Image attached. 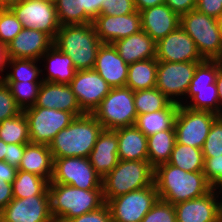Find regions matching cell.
<instances>
[{"label":"cell","mask_w":222,"mask_h":222,"mask_svg":"<svg viewBox=\"0 0 222 222\" xmlns=\"http://www.w3.org/2000/svg\"><path fill=\"white\" fill-rule=\"evenodd\" d=\"M55 8L61 26L93 22L85 13L84 0H58Z\"/></svg>","instance_id":"obj_36"},{"label":"cell","mask_w":222,"mask_h":222,"mask_svg":"<svg viewBox=\"0 0 222 222\" xmlns=\"http://www.w3.org/2000/svg\"><path fill=\"white\" fill-rule=\"evenodd\" d=\"M220 222H222V201L220 203Z\"/></svg>","instance_id":"obj_61"},{"label":"cell","mask_w":222,"mask_h":222,"mask_svg":"<svg viewBox=\"0 0 222 222\" xmlns=\"http://www.w3.org/2000/svg\"><path fill=\"white\" fill-rule=\"evenodd\" d=\"M103 126L92 114H84L75 119L49 144L53 158L85 157L90 153L103 130Z\"/></svg>","instance_id":"obj_2"},{"label":"cell","mask_w":222,"mask_h":222,"mask_svg":"<svg viewBox=\"0 0 222 222\" xmlns=\"http://www.w3.org/2000/svg\"><path fill=\"white\" fill-rule=\"evenodd\" d=\"M49 181L30 172L17 170L12 183L13 198H27L34 195H49Z\"/></svg>","instance_id":"obj_32"},{"label":"cell","mask_w":222,"mask_h":222,"mask_svg":"<svg viewBox=\"0 0 222 222\" xmlns=\"http://www.w3.org/2000/svg\"><path fill=\"white\" fill-rule=\"evenodd\" d=\"M51 214L55 222H67L102 207L103 190H83L71 185L49 183Z\"/></svg>","instance_id":"obj_4"},{"label":"cell","mask_w":222,"mask_h":222,"mask_svg":"<svg viewBox=\"0 0 222 222\" xmlns=\"http://www.w3.org/2000/svg\"><path fill=\"white\" fill-rule=\"evenodd\" d=\"M197 0H165V4L179 16L194 10Z\"/></svg>","instance_id":"obj_49"},{"label":"cell","mask_w":222,"mask_h":222,"mask_svg":"<svg viewBox=\"0 0 222 222\" xmlns=\"http://www.w3.org/2000/svg\"><path fill=\"white\" fill-rule=\"evenodd\" d=\"M102 42L92 23L60 26L53 45L68 55L76 71L94 68Z\"/></svg>","instance_id":"obj_3"},{"label":"cell","mask_w":222,"mask_h":222,"mask_svg":"<svg viewBox=\"0 0 222 222\" xmlns=\"http://www.w3.org/2000/svg\"><path fill=\"white\" fill-rule=\"evenodd\" d=\"M22 0H0V8H11L19 4Z\"/></svg>","instance_id":"obj_56"},{"label":"cell","mask_w":222,"mask_h":222,"mask_svg":"<svg viewBox=\"0 0 222 222\" xmlns=\"http://www.w3.org/2000/svg\"><path fill=\"white\" fill-rule=\"evenodd\" d=\"M13 199L12 184L0 179V212Z\"/></svg>","instance_id":"obj_50"},{"label":"cell","mask_w":222,"mask_h":222,"mask_svg":"<svg viewBox=\"0 0 222 222\" xmlns=\"http://www.w3.org/2000/svg\"><path fill=\"white\" fill-rule=\"evenodd\" d=\"M4 222H55L51 214L50 195L13 198L0 212Z\"/></svg>","instance_id":"obj_14"},{"label":"cell","mask_w":222,"mask_h":222,"mask_svg":"<svg viewBox=\"0 0 222 222\" xmlns=\"http://www.w3.org/2000/svg\"><path fill=\"white\" fill-rule=\"evenodd\" d=\"M134 0H105L100 15L121 16L135 12Z\"/></svg>","instance_id":"obj_45"},{"label":"cell","mask_w":222,"mask_h":222,"mask_svg":"<svg viewBox=\"0 0 222 222\" xmlns=\"http://www.w3.org/2000/svg\"><path fill=\"white\" fill-rule=\"evenodd\" d=\"M134 1H135V8L138 12L165 3V0H134Z\"/></svg>","instance_id":"obj_54"},{"label":"cell","mask_w":222,"mask_h":222,"mask_svg":"<svg viewBox=\"0 0 222 222\" xmlns=\"http://www.w3.org/2000/svg\"><path fill=\"white\" fill-rule=\"evenodd\" d=\"M141 29L156 43L180 26V16L165 3L140 11Z\"/></svg>","instance_id":"obj_22"},{"label":"cell","mask_w":222,"mask_h":222,"mask_svg":"<svg viewBox=\"0 0 222 222\" xmlns=\"http://www.w3.org/2000/svg\"><path fill=\"white\" fill-rule=\"evenodd\" d=\"M67 222H112L111 212L107 203L102 207L69 219Z\"/></svg>","instance_id":"obj_46"},{"label":"cell","mask_w":222,"mask_h":222,"mask_svg":"<svg viewBox=\"0 0 222 222\" xmlns=\"http://www.w3.org/2000/svg\"><path fill=\"white\" fill-rule=\"evenodd\" d=\"M102 43L113 42L141 31V15L137 10L121 16L98 15L92 22Z\"/></svg>","instance_id":"obj_18"},{"label":"cell","mask_w":222,"mask_h":222,"mask_svg":"<svg viewBox=\"0 0 222 222\" xmlns=\"http://www.w3.org/2000/svg\"><path fill=\"white\" fill-rule=\"evenodd\" d=\"M216 85L218 89L220 116H222V60H218V73L216 77Z\"/></svg>","instance_id":"obj_55"},{"label":"cell","mask_w":222,"mask_h":222,"mask_svg":"<svg viewBox=\"0 0 222 222\" xmlns=\"http://www.w3.org/2000/svg\"><path fill=\"white\" fill-rule=\"evenodd\" d=\"M33 107L56 109L72 113L75 117L86 114L77 101L69 84L43 81Z\"/></svg>","instance_id":"obj_20"},{"label":"cell","mask_w":222,"mask_h":222,"mask_svg":"<svg viewBox=\"0 0 222 222\" xmlns=\"http://www.w3.org/2000/svg\"><path fill=\"white\" fill-rule=\"evenodd\" d=\"M17 168L10 165L9 163L5 161H0V179L5 180L8 183H13L16 173H17Z\"/></svg>","instance_id":"obj_52"},{"label":"cell","mask_w":222,"mask_h":222,"mask_svg":"<svg viewBox=\"0 0 222 222\" xmlns=\"http://www.w3.org/2000/svg\"><path fill=\"white\" fill-rule=\"evenodd\" d=\"M23 29L10 8H0V42L8 45Z\"/></svg>","instance_id":"obj_39"},{"label":"cell","mask_w":222,"mask_h":222,"mask_svg":"<svg viewBox=\"0 0 222 222\" xmlns=\"http://www.w3.org/2000/svg\"><path fill=\"white\" fill-rule=\"evenodd\" d=\"M18 170L33 173L50 182L53 175V157L49 145L31 142L25 144Z\"/></svg>","instance_id":"obj_27"},{"label":"cell","mask_w":222,"mask_h":222,"mask_svg":"<svg viewBox=\"0 0 222 222\" xmlns=\"http://www.w3.org/2000/svg\"><path fill=\"white\" fill-rule=\"evenodd\" d=\"M217 190L219 191L220 199L222 201V184L217 188Z\"/></svg>","instance_id":"obj_59"},{"label":"cell","mask_w":222,"mask_h":222,"mask_svg":"<svg viewBox=\"0 0 222 222\" xmlns=\"http://www.w3.org/2000/svg\"><path fill=\"white\" fill-rule=\"evenodd\" d=\"M39 62V63H38ZM36 59H10L7 61L4 82L43 81L41 64ZM10 67V68H8ZM9 69V70H8Z\"/></svg>","instance_id":"obj_34"},{"label":"cell","mask_w":222,"mask_h":222,"mask_svg":"<svg viewBox=\"0 0 222 222\" xmlns=\"http://www.w3.org/2000/svg\"><path fill=\"white\" fill-rule=\"evenodd\" d=\"M157 67L156 58L129 64L126 87L132 91L155 88Z\"/></svg>","instance_id":"obj_29"},{"label":"cell","mask_w":222,"mask_h":222,"mask_svg":"<svg viewBox=\"0 0 222 222\" xmlns=\"http://www.w3.org/2000/svg\"><path fill=\"white\" fill-rule=\"evenodd\" d=\"M154 183V168L149 161L119 160L117 166L102 178L105 202Z\"/></svg>","instance_id":"obj_5"},{"label":"cell","mask_w":222,"mask_h":222,"mask_svg":"<svg viewBox=\"0 0 222 222\" xmlns=\"http://www.w3.org/2000/svg\"><path fill=\"white\" fill-rule=\"evenodd\" d=\"M218 60H206L197 64L189 88H203L216 82Z\"/></svg>","instance_id":"obj_40"},{"label":"cell","mask_w":222,"mask_h":222,"mask_svg":"<svg viewBox=\"0 0 222 222\" xmlns=\"http://www.w3.org/2000/svg\"><path fill=\"white\" fill-rule=\"evenodd\" d=\"M179 104L171 102L165 109L137 115L135 126L149 137L164 130H175V119Z\"/></svg>","instance_id":"obj_28"},{"label":"cell","mask_w":222,"mask_h":222,"mask_svg":"<svg viewBox=\"0 0 222 222\" xmlns=\"http://www.w3.org/2000/svg\"><path fill=\"white\" fill-rule=\"evenodd\" d=\"M156 59L165 62H202L193 39L179 26L156 43Z\"/></svg>","instance_id":"obj_16"},{"label":"cell","mask_w":222,"mask_h":222,"mask_svg":"<svg viewBox=\"0 0 222 222\" xmlns=\"http://www.w3.org/2000/svg\"><path fill=\"white\" fill-rule=\"evenodd\" d=\"M192 110L211 111L220 116V105L216 83L203 88H188L186 96L179 103Z\"/></svg>","instance_id":"obj_30"},{"label":"cell","mask_w":222,"mask_h":222,"mask_svg":"<svg viewBox=\"0 0 222 222\" xmlns=\"http://www.w3.org/2000/svg\"><path fill=\"white\" fill-rule=\"evenodd\" d=\"M201 150L204 158L222 155V116H218L212 123Z\"/></svg>","instance_id":"obj_41"},{"label":"cell","mask_w":222,"mask_h":222,"mask_svg":"<svg viewBox=\"0 0 222 222\" xmlns=\"http://www.w3.org/2000/svg\"><path fill=\"white\" fill-rule=\"evenodd\" d=\"M8 60H9V57H8L7 45L5 43L0 42V80H3L6 77L5 70H7Z\"/></svg>","instance_id":"obj_53"},{"label":"cell","mask_w":222,"mask_h":222,"mask_svg":"<svg viewBox=\"0 0 222 222\" xmlns=\"http://www.w3.org/2000/svg\"><path fill=\"white\" fill-rule=\"evenodd\" d=\"M129 64L118 54L113 44L102 43L97 52L94 70L112 87H125Z\"/></svg>","instance_id":"obj_21"},{"label":"cell","mask_w":222,"mask_h":222,"mask_svg":"<svg viewBox=\"0 0 222 222\" xmlns=\"http://www.w3.org/2000/svg\"><path fill=\"white\" fill-rule=\"evenodd\" d=\"M23 28L40 30L55 38L60 23L54 4L43 0H22L10 8Z\"/></svg>","instance_id":"obj_13"},{"label":"cell","mask_w":222,"mask_h":222,"mask_svg":"<svg viewBox=\"0 0 222 222\" xmlns=\"http://www.w3.org/2000/svg\"><path fill=\"white\" fill-rule=\"evenodd\" d=\"M6 153H7V144L0 139V161H4Z\"/></svg>","instance_id":"obj_57"},{"label":"cell","mask_w":222,"mask_h":222,"mask_svg":"<svg viewBox=\"0 0 222 222\" xmlns=\"http://www.w3.org/2000/svg\"><path fill=\"white\" fill-rule=\"evenodd\" d=\"M141 222H177L174 205L158 199Z\"/></svg>","instance_id":"obj_42"},{"label":"cell","mask_w":222,"mask_h":222,"mask_svg":"<svg viewBox=\"0 0 222 222\" xmlns=\"http://www.w3.org/2000/svg\"><path fill=\"white\" fill-rule=\"evenodd\" d=\"M198 63L158 61L156 88L179 104L186 96Z\"/></svg>","instance_id":"obj_12"},{"label":"cell","mask_w":222,"mask_h":222,"mask_svg":"<svg viewBox=\"0 0 222 222\" xmlns=\"http://www.w3.org/2000/svg\"><path fill=\"white\" fill-rule=\"evenodd\" d=\"M21 112L22 110L12 96L9 86L3 80H0V122L15 117Z\"/></svg>","instance_id":"obj_43"},{"label":"cell","mask_w":222,"mask_h":222,"mask_svg":"<svg viewBox=\"0 0 222 222\" xmlns=\"http://www.w3.org/2000/svg\"><path fill=\"white\" fill-rule=\"evenodd\" d=\"M49 183L71 185L83 190H103L102 177L85 157L53 158V175Z\"/></svg>","instance_id":"obj_8"},{"label":"cell","mask_w":222,"mask_h":222,"mask_svg":"<svg viewBox=\"0 0 222 222\" xmlns=\"http://www.w3.org/2000/svg\"><path fill=\"white\" fill-rule=\"evenodd\" d=\"M180 26L193 39L203 59L222 60V37L216 18L194 9L180 16Z\"/></svg>","instance_id":"obj_6"},{"label":"cell","mask_w":222,"mask_h":222,"mask_svg":"<svg viewBox=\"0 0 222 222\" xmlns=\"http://www.w3.org/2000/svg\"><path fill=\"white\" fill-rule=\"evenodd\" d=\"M220 195L213 188L209 193L174 205L177 222H220Z\"/></svg>","instance_id":"obj_17"},{"label":"cell","mask_w":222,"mask_h":222,"mask_svg":"<svg viewBox=\"0 0 222 222\" xmlns=\"http://www.w3.org/2000/svg\"><path fill=\"white\" fill-rule=\"evenodd\" d=\"M172 101L159 89H144L134 91V105L137 115L165 109Z\"/></svg>","instance_id":"obj_37"},{"label":"cell","mask_w":222,"mask_h":222,"mask_svg":"<svg viewBox=\"0 0 222 222\" xmlns=\"http://www.w3.org/2000/svg\"><path fill=\"white\" fill-rule=\"evenodd\" d=\"M195 9L218 19L222 15V0H197Z\"/></svg>","instance_id":"obj_47"},{"label":"cell","mask_w":222,"mask_h":222,"mask_svg":"<svg viewBox=\"0 0 222 222\" xmlns=\"http://www.w3.org/2000/svg\"><path fill=\"white\" fill-rule=\"evenodd\" d=\"M43 1H46V2H49L51 4H56L58 0H43Z\"/></svg>","instance_id":"obj_60"},{"label":"cell","mask_w":222,"mask_h":222,"mask_svg":"<svg viewBox=\"0 0 222 222\" xmlns=\"http://www.w3.org/2000/svg\"><path fill=\"white\" fill-rule=\"evenodd\" d=\"M219 31L222 37V15L217 19Z\"/></svg>","instance_id":"obj_58"},{"label":"cell","mask_w":222,"mask_h":222,"mask_svg":"<svg viewBox=\"0 0 222 222\" xmlns=\"http://www.w3.org/2000/svg\"><path fill=\"white\" fill-rule=\"evenodd\" d=\"M176 143L175 130H164L147 137L148 161L155 169L167 163Z\"/></svg>","instance_id":"obj_31"},{"label":"cell","mask_w":222,"mask_h":222,"mask_svg":"<svg viewBox=\"0 0 222 222\" xmlns=\"http://www.w3.org/2000/svg\"><path fill=\"white\" fill-rule=\"evenodd\" d=\"M204 156L202 150L189 145L175 143L167 163L186 172H203Z\"/></svg>","instance_id":"obj_33"},{"label":"cell","mask_w":222,"mask_h":222,"mask_svg":"<svg viewBox=\"0 0 222 222\" xmlns=\"http://www.w3.org/2000/svg\"><path fill=\"white\" fill-rule=\"evenodd\" d=\"M105 0H84L85 13L94 20L101 13V6Z\"/></svg>","instance_id":"obj_51"},{"label":"cell","mask_w":222,"mask_h":222,"mask_svg":"<svg viewBox=\"0 0 222 222\" xmlns=\"http://www.w3.org/2000/svg\"><path fill=\"white\" fill-rule=\"evenodd\" d=\"M92 115L107 130L135 125L134 91L126 86L112 88Z\"/></svg>","instance_id":"obj_7"},{"label":"cell","mask_w":222,"mask_h":222,"mask_svg":"<svg viewBox=\"0 0 222 222\" xmlns=\"http://www.w3.org/2000/svg\"><path fill=\"white\" fill-rule=\"evenodd\" d=\"M89 160L102 178L117 166L118 139L115 130H102L90 153Z\"/></svg>","instance_id":"obj_23"},{"label":"cell","mask_w":222,"mask_h":222,"mask_svg":"<svg viewBox=\"0 0 222 222\" xmlns=\"http://www.w3.org/2000/svg\"><path fill=\"white\" fill-rule=\"evenodd\" d=\"M43 81L5 82L12 93L18 107L24 111L36 104L37 96Z\"/></svg>","instance_id":"obj_38"},{"label":"cell","mask_w":222,"mask_h":222,"mask_svg":"<svg viewBox=\"0 0 222 222\" xmlns=\"http://www.w3.org/2000/svg\"><path fill=\"white\" fill-rule=\"evenodd\" d=\"M118 159L148 161L147 137L135 126L115 129Z\"/></svg>","instance_id":"obj_26"},{"label":"cell","mask_w":222,"mask_h":222,"mask_svg":"<svg viewBox=\"0 0 222 222\" xmlns=\"http://www.w3.org/2000/svg\"><path fill=\"white\" fill-rule=\"evenodd\" d=\"M69 85L87 114H92L112 89L94 69L76 71Z\"/></svg>","instance_id":"obj_15"},{"label":"cell","mask_w":222,"mask_h":222,"mask_svg":"<svg viewBox=\"0 0 222 222\" xmlns=\"http://www.w3.org/2000/svg\"><path fill=\"white\" fill-rule=\"evenodd\" d=\"M25 151V144H7L4 161L18 169Z\"/></svg>","instance_id":"obj_48"},{"label":"cell","mask_w":222,"mask_h":222,"mask_svg":"<svg viewBox=\"0 0 222 222\" xmlns=\"http://www.w3.org/2000/svg\"><path fill=\"white\" fill-rule=\"evenodd\" d=\"M0 139L6 144L30 143L28 120L23 111L0 122Z\"/></svg>","instance_id":"obj_35"},{"label":"cell","mask_w":222,"mask_h":222,"mask_svg":"<svg viewBox=\"0 0 222 222\" xmlns=\"http://www.w3.org/2000/svg\"><path fill=\"white\" fill-rule=\"evenodd\" d=\"M42 80L59 84H70L74 78L76 69L72 59L52 45L40 58ZM44 62L45 64H43ZM47 71V72H46ZM46 72V73H43Z\"/></svg>","instance_id":"obj_24"},{"label":"cell","mask_w":222,"mask_h":222,"mask_svg":"<svg viewBox=\"0 0 222 222\" xmlns=\"http://www.w3.org/2000/svg\"><path fill=\"white\" fill-rule=\"evenodd\" d=\"M112 44L127 64L156 58V42L143 30Z\"/></svg>","instance_id":"obj_25"},{"label":"cell","mask_w":222,"mask_h":222,"mask_svg":"<svg viewBox=\"0 0 222 222\" xmlns=\"http://www.w3.org/2000/svg\"><path fill=\"white\" fill-rule=\"evenodd\" d=\"M203 173L210 185L217 189L222 184V155L204 158Z\"/></svg>","instance_id":"obj_44"},{"label":"cell","mask_w":222,"mask_h":222,"mask_svg":"<svg viewBox=\"0 0 222 222\" xmlns=\"http://www.w3.org/2000/svg\"><path fill=\"white\" fill-rule=\"evenodd\" d=\"M154 183L159 199L172 205L201 197L213 189L203 172H186L169 163L154 169Z\"/></svg>","instance_id":"obj_1"},{"label":"cell","mask_w":222,"mask_h":222,"mask_svg":"<svg viewBox=\"0 0 222 222\" xmlns=\"http://www.w3.org/2000/svg\"><path fill=\"white\" fill-rule=\"evenodd\" d=\"M23 112L28 120L30 142L45 145L75 119L72 113L53 108L31 107Z\"/></svg>","instance_id":"obj_11"},{"label":"cell","mask_w":222,"mask_h":222,"mask_svg":"<svg viewBox=\"0 0 222 222\" xmlns=\"http://www.w3.org/2000/svg\"><path fill=\"white\" fill-rule=\"evenodd\" d=\"M218 116L211 111L192 110L179 105L174 126L176 143L202 149L211 125Z\"/></svg>","instance_id":"obj_10"},{"label":"cell","mask_w":222,"mask_h":222,"mask_svg":"<svg viewBox=\"0 0 222 222\" xmlns=\"http://www.w3.org/2000/svg\"><path fill=\"white\" fill-rule=\"evenodd\" d=\"M53 45V39L43 31L23 28L7 45L10 59H36Z\"/></svg>","instance_id":"obj_19"},{"label":"cell","mask_w":222,"mask_h":222,"mask_svg":"<svg viewBox=\"0 0 222 222\" xmlns=\"http://www.w3.org/2000/svg\"><path fill=\"white\" fill-rule=\"evenodd\" d=\"M158 199L157 188L153 183L151 186L109 199L106 203L112 222H141Z\"/></svg>","instance_id":"obj_9"}]
</instances>
